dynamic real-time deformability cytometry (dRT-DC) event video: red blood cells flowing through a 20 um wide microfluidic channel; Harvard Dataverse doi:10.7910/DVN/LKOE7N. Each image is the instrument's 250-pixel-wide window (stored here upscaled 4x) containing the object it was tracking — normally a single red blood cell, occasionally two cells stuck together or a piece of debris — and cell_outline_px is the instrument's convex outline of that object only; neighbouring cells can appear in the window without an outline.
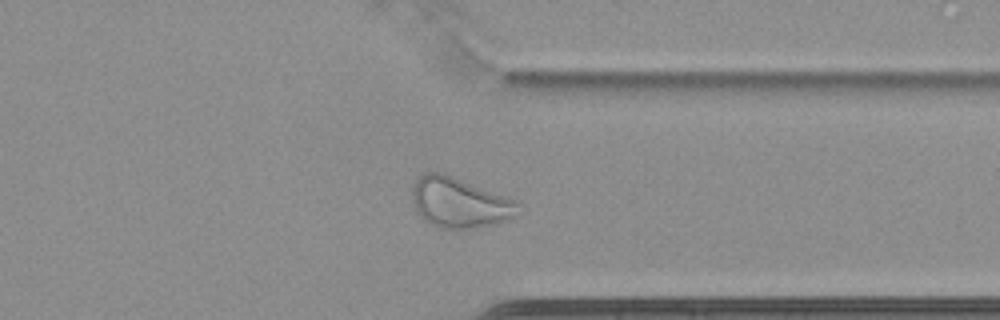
{"species": "common noctule bat (a hibernating species)", "species_latin": "Nyctalus noctula", "temperature_condition": "cold", "stored_images_in_passage": 63, "camera_frame_rate_fps": 3000, "um_per_image_px": 0.085, "animal": {"sex": "female", "body_mass_g": 22.7, "forearm_length_mm": 54.2}, "frame": {"image": 1, "passage_image": 54, "time_ms": 17.667, "image_size_px": [1000, 320], "cell_outline_px": [[516, 204], [512, 216], [492, 224], [476, 228], [436, 228], [424, 220], [416, 212], [412, 200], [412, 188], [416, 180], [424, 172], [444, 172], [516, 200]], "centroid_in_image_um": [38.95, 17.2], "position_along_channel_um": 372.5, "area_um2": 30.63}}